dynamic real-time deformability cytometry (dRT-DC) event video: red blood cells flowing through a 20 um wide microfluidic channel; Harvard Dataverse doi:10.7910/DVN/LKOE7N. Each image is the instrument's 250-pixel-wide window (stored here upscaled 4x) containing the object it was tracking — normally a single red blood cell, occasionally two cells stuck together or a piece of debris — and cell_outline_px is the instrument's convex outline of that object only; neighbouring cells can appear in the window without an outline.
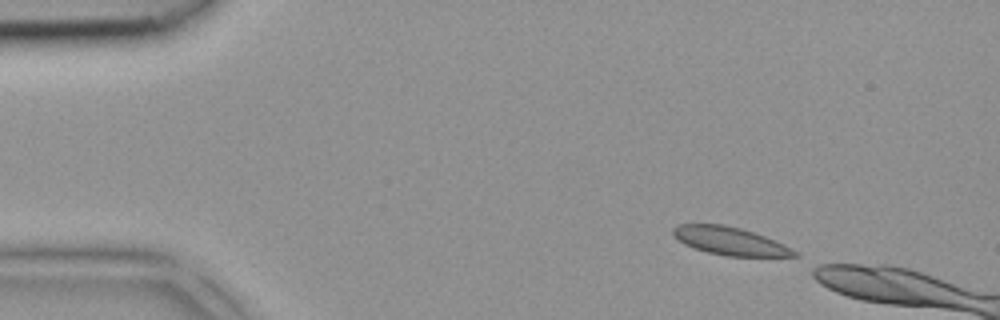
{"species": "common noctule bat (a hibernating species)", "species_latin": "Nyctalus noctula", "temperature_condition": "room temperature", "stored_images_in_passage": 6, "camera_frame_rate_fps": 3000, "um_per_image_px": 0.085, "animal": {"sex": "female", "body_mass_g": 18.4}, "frame": {"image": 1, "passage_image": 1, "time_ms": 0.0, "image_size_px": [1000, 320], "cell_outline_px": [[800, 256], [728, 256], [708, 252], [684, 244], [672, 232], [672, 228], [680, 224], [724, 224], [740, 228], [764, 236], [784, 244], [800, 252]], "centroid_in_image_um": [62.09, 20.48], "position_along_channel_um": 22.9, "area_um2": 19.54}}